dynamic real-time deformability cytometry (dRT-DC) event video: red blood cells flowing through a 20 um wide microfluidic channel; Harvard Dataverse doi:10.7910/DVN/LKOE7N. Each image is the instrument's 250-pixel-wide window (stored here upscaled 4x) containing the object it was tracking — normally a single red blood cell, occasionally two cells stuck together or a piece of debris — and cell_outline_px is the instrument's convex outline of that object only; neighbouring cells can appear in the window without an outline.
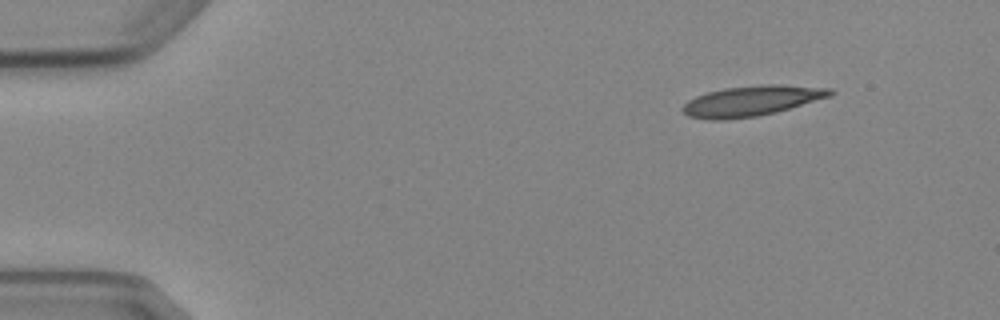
{"species": "Egyptian fruit bat (a non-hibernating species)", "species_latin": "Rousettus aegyptiacus", "temperature_condition": "cold", "stored_images_in_passage": 7, "camera_frame_rate_fps": 3000, "um_per_image_px": 0.085, "animal": {"sex": "female"}, "frame": {"image": 1, "passage_image": 1, "time_ms": 0.0, "image_size_px": [1000, 320], "cell_outline_px": [[836, 92], [832, 96], [776, 112], [756, 116], [724, 120], [708, 120], [688, 116], [680, 108], [688, 100], [696, 96], [708, 92], [724, 88], [760, 84], [780, 84], [832, 88]], "centroid_in_image_um": [63.91, 8.56], "position_along_channel_um": 21.1, "area_um2": 26.3}}
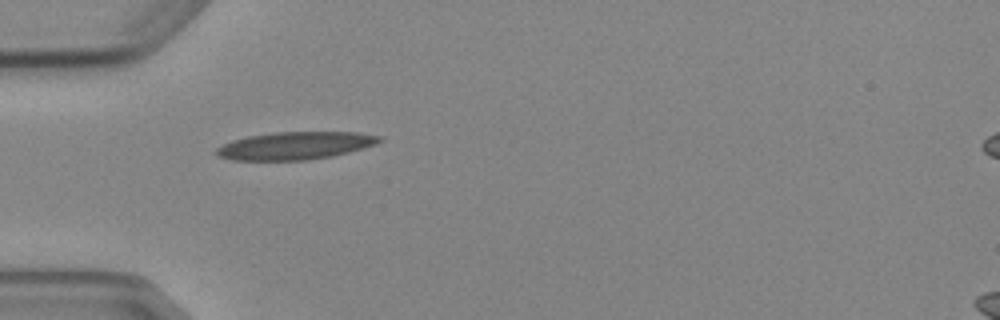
{"frame": {"image": 2, "passage_image": 4, "time_ms": 3.333, "image_size_px": [1000, 320], "cell_outline_px": [[384, 140], [376, 144], [364, 148], [332, 156], [304, 160], [232, 160], [216, 156], [212, 152], [216, 148], [232, 140], [248, 136], [276, 132], [360, 132], [384, 136]], "centroid_in_image_um": [25.1, 12.37], "position_along_channel_um": 59.9, "area_um2": 26.53}}
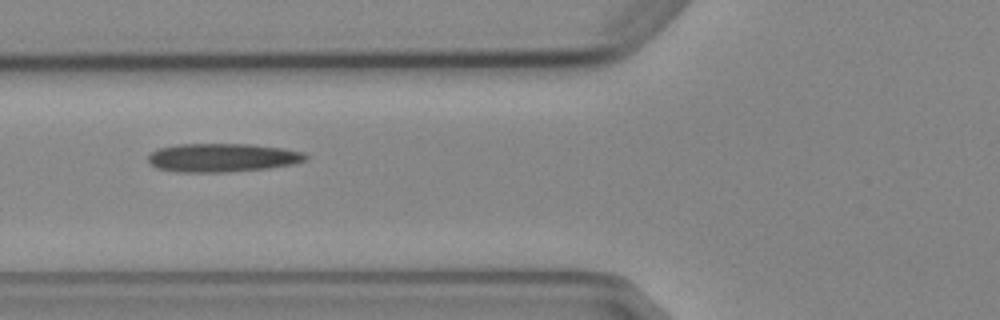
{"frame": {"image": 3, "passage_image": 5, "time_ms": 4.667, "image_size_px": [1000, 320], "cell_outline_px": [[308, 160], [292, 164], [268, 168], [228, 172], [176, 172], [156, 168], [148, 164], [148, 156], [152, 152], [160, 148], [176, 144], [248, 144], [284, 148], [304, 152], [308, 156]], "centroid_in_image_um": [18.89, 13.4], "position_along_channel_um": 106.9, "area_um2": 26.41}}